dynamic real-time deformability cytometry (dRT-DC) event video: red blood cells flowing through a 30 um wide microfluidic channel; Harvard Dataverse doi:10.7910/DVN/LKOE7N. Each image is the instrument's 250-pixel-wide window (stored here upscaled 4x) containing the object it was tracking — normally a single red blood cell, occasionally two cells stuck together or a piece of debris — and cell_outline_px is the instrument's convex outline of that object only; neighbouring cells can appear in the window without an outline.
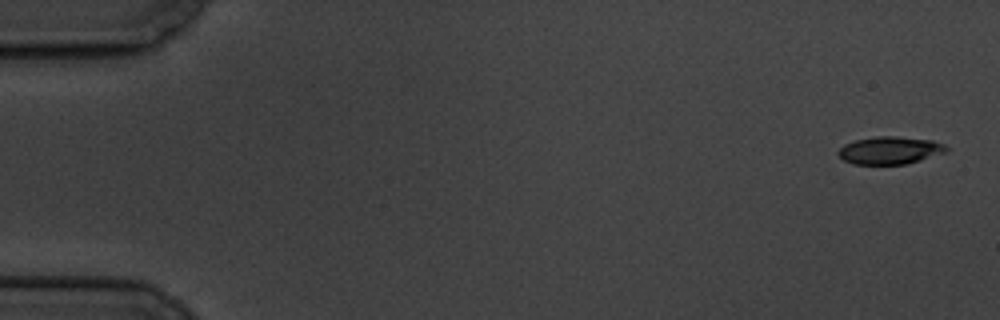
{"species": "common noctule bat (a hibernating species)", "species_latin": "Nyctalus noctula", "temperature_condition": "cold", "stored_images_in_passage": 7, "camera_frame_rate_fps": 3000, "um_per_image_px": 0.085, "animal": {"sex": "male", "body_mass_g": 19.5, "forearm_length_mm": 54.6}, "frame": {"image": 1, "passage_image": 1, "time_ms": 0.0, "image_size_px": [1000, 320], "cell_outline_px": [[948, 152], [908, 164], [852, 164], [844, 160], [836, 152], [844, 144], [856, 140], [876, 136], [896, 136], [932, 140], [944, 144], [948, 148]], "centroid_in_image_um": [75.67, 12.78], "position_along_channel_um": 9.3, "area_um2": 17.51}}
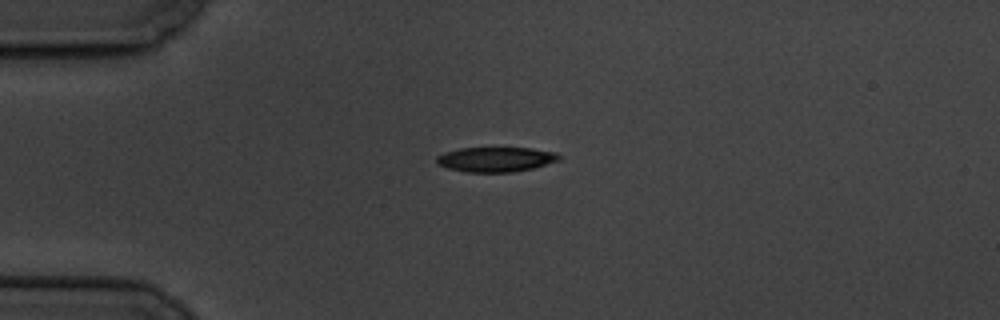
{"frame": {"image": 2, "passage_image": 5, "time_ms": 4.333, "image_size_px": [1000, 320], "cell_outline_px": [[560, 160], [532, 168], [512, 172], [468, 172], [448, 168], [436, 164], [436, 156], [444, 152], [460, 148], [532, 148], [556, 152], [560, 156]], "centroid_in_image_um": [42.12, 13.54], "position_along_channel_um": 42.9, "area_um2": 17.69}}
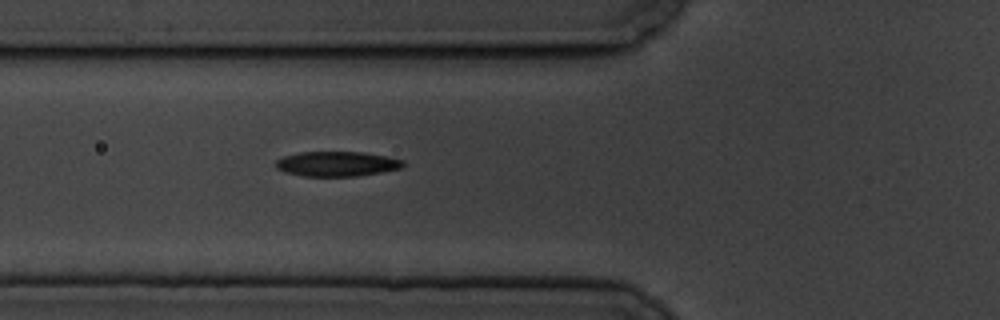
{"frame": {"image": 3, "passage_image": 7, "time_ms": 6.667, "image_size_px": [1000, 320], "cell_outline_px": [[404, 164], [400, 168], [380, 172], [356, 176], [304, 176], [284, 172], [276, 168], [276, 160], [284, 156], [300, 152], [364, 152], [388, 156], [404, 160]], "centroid_in_image_um": [28.63, 13.92], "position_along_channel_um": 97.2, "area_um2": 18.44}}